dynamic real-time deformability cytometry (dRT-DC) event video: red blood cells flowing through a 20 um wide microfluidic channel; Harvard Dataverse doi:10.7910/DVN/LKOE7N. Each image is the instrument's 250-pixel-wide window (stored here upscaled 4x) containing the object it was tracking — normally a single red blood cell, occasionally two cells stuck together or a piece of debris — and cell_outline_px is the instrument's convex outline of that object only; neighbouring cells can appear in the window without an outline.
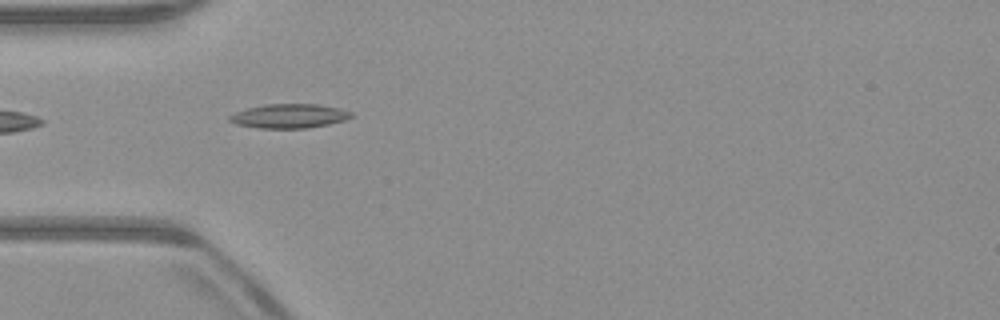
{"species": "common noctule bat (a hibernating species)", "species_latin": "Nyctalus noctula", "temperature_condition": "warm", "stored_images_in_passage": 37, "camera_frame_rate_fps": 3000, "um_per_image_px": 0.085, "animal": {"sex": "male", "body_mass_g": 23.1, "forearm_length_mm": 52.7}, "frame": {"image": 1, "passage_image": 1, "time_ms": 0.0, "image_size_px": [1000, 320], "cell_outline_px": [[356, 116], [344, 120], [328, 124], [308, 128], [260, 128], [236, 124], [228, 120], [228, 116], [236, 112], [248, 108], [268, 104], [316, 104], [336, 108], [352, 112]], "centroid_in_image_um": [24.59, 9.86], "position_along_channel_um": 60.4, "area_um2": 16.99}}
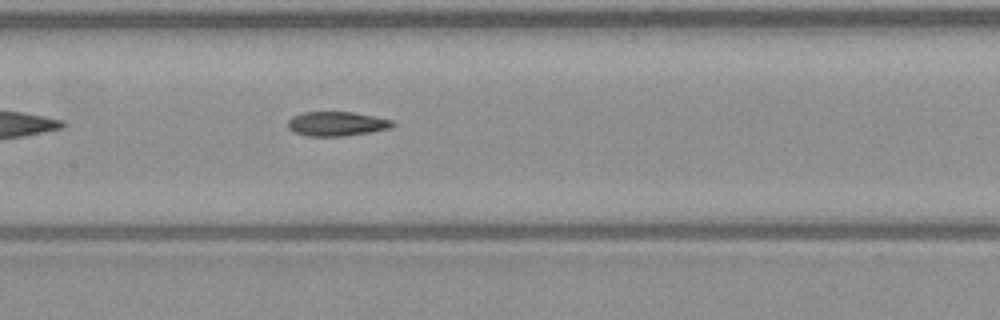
{"frame": {"image": 2, "passage_image": 10, "time_ms": 3.0, "image_size_px": [1000, 320], "cell_outline_px": [[396, 124], [392, 128], [372, 132], [344, 136], [308, 136], [292, 132], [288, 128], [288, 120], [292, 116], [304, 112], [352, 112], [376, 116], [392, 120]], "centroid_in_image_um": [28.64, 10.52], "position_along_channel_um": 178.8, "area_um2": 15.09}}
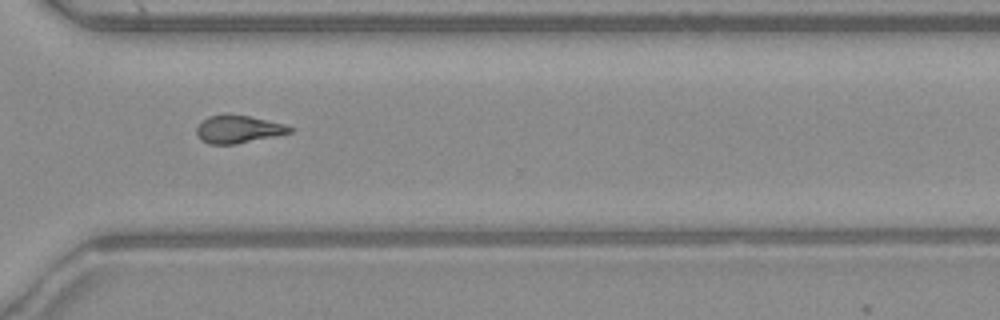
{"frame": {"image": 3, "passage_image": 23, "time_ms": 7.333, "image_size_px": [1000, 320], "cell_outline_px": [[292, 132], [276, 136], [236, 144], [208, 144], [196, 132], [196, 128], [208, 116], [248, 116], [284, 124], [292, 128]], "centroid_in_image_um": [20.28, 11.01], "position_along_channel_um": 350.3, "area_um2": 14.45}, "authors_computed_cell_mechanics": {"area_um2": 15.028, "velocity_mm_per_s": 3.9763, "shape_relaxation_time_tau1_ms": null, "shape_relaxation_time_tau2_ms": 5.8582, "deformation_change_tau1": null, "deformation_change_tau2": 0.155}}